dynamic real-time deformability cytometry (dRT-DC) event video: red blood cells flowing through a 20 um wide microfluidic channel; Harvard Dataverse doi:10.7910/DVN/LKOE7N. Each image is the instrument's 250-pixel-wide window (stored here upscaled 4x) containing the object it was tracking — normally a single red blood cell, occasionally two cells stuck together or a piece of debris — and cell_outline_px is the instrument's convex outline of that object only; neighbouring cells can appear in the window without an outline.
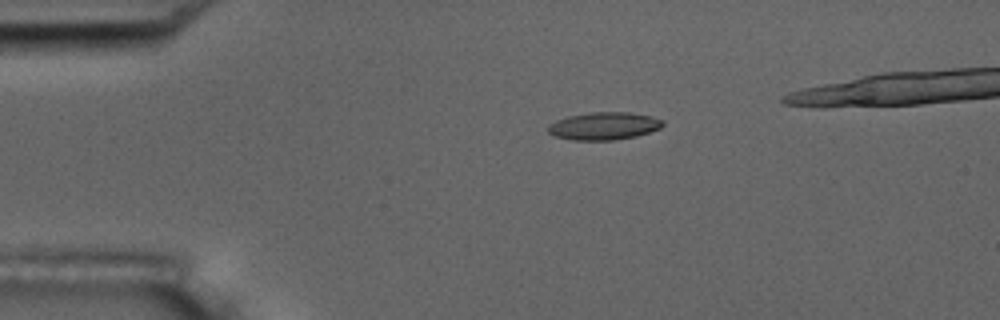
{"species": "common noctule bat (a hibernating species)", "species_latin": "Nyctalus noctula", "temperature_condition": "room temperature", "stored_images_in_passage": 7, "camera_frame_rate_fps": 3000, "um_per_image_px": 0.085, "animal": {"sex": "male", "body_mass_g": 17.5, "forearm_length_mm": 52.3}, "frame": {"image": 1, "passage_image": 4, "time_ms": 3.667, "image_size_px": [1000, 320], "cell_outline_px": [[664, 124], [660, 128], [636, 136], [616, 140], [572, 140], [556, 136], [548, 132], [548, 124], [556, 120], [568, 116], [588, 112], [628, 112], [652, 116], [664, 120]], "centroid_in_image_um": [51.34, 10.7], "position_along_channel_um": 33.7, "area_um2": 18.55}}